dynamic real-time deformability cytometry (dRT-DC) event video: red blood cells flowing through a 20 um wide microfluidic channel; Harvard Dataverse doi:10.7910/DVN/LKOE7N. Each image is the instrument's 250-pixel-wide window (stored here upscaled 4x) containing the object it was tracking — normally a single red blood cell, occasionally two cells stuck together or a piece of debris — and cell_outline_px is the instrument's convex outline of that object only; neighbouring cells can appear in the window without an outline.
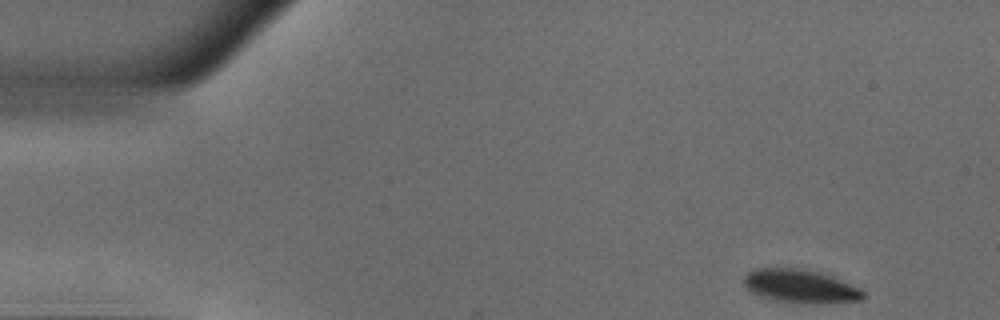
{"species": "common noctule bat (a hibernating species)", "species_latin": "Nyctalus noctula", "temperature_condition": "warm", "stored_images_in_passage": 47, "camera_frame_rate_fps": 3000, "um_per_image_px": 0.085, "animal": {"sex": "male", "body_mass_g": 18.8}, "frame": {"image": 1, "passage_image": 1, "time_ms": 0.0, "image_size_px": [1000, 320], "cell_outline_px": [[864, 300], [828, 304], [804, 304], [772, 300], [760, 296], [752, 292], [744, 284], [744, 276], [748, 272], [756, 268], [800, 268], [820, 272], [860, 288], [864, 292]], "centroid_in_image_um": [68.06, 24.35], "position_along_channel_um": 16.9, "area_um2": 23.52}}
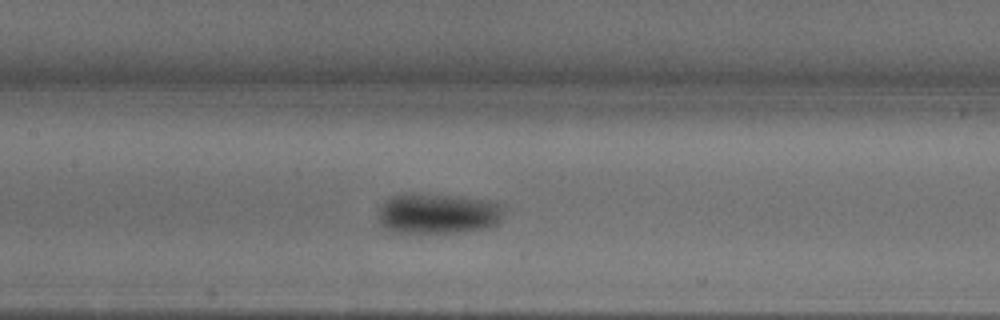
{"frame": {"image": 2, "passage_image": 20, "time_ms": 6.333, "image_size_px": [1000, 320], "cell_outline_px": [[504, 208], [500, 224], [488, 228], [464, 232], [388, 232], [380, 224], [376, 216], [384, 200], [400, 192], [416, 192], [464, 196], [488, 200], [504, 204]], "centroid_in_image_um": [37.22, 18.12], "position_along_channel_um": 170.2, "area_um2": 30.81}}
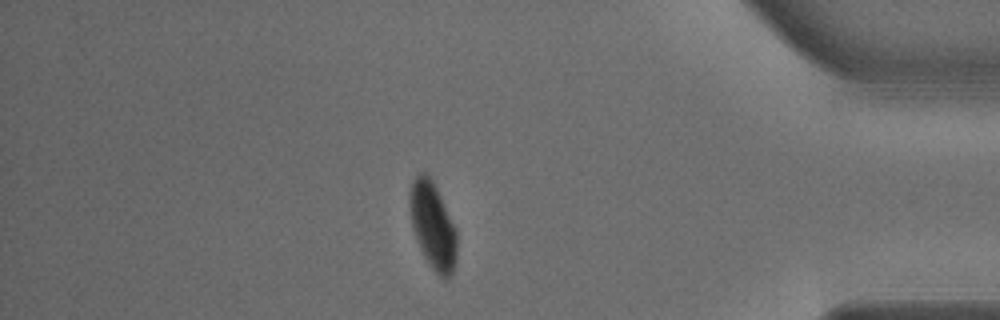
{"frame": {"image": 3, "passage_image": 40, "time_ms": 13.0, "image_size_px": [1000, 320], "cell_outline_px": [[456, 260], [452, 272], [444, 280], [432, 268], [424, 256], [412, 228], [408, 204], [408, 200], [412, 180], [420, 172], [428, 172], [456, 228]], "centroid_in_image_um": [36.76, 19.14], "position_along_channel_um": 398.4, "area_um2": 23.7}}